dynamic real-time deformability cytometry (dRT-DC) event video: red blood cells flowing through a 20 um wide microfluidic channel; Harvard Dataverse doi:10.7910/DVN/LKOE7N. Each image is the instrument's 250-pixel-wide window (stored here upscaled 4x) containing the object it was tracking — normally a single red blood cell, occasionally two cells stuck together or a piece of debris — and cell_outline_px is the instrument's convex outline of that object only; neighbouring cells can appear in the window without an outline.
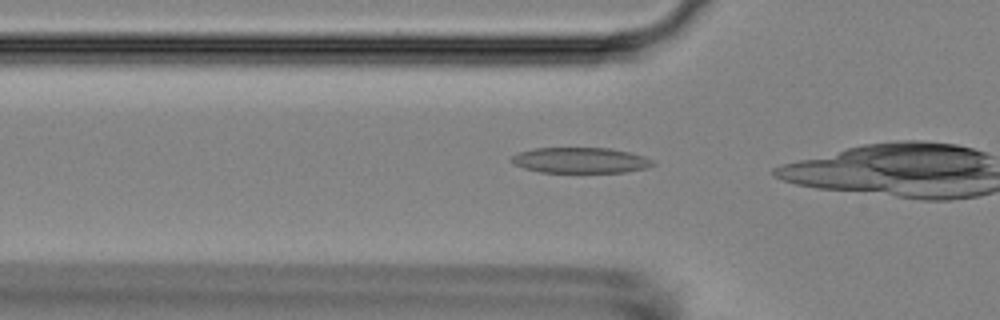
{"species": "Egyptian fruit bat (a non-hibernating species)", "species_latin": "Rousettus aegyptiacus", "temperature_condition": "room temperature", "stored_images_in_passage": 4, "camera_frame_rate_fps": 3000, "um_per_image_px": 0.085, "animal": {"sex": "female"}, "frame": {"image": 1, "passage_image": 3, "time_ms": 0.667, "image_size_px": [1000, 320], "cell_outline_px": [[656, 164], [648, 168], [624, 172], [540, 172], [524, 168], [512, 164], [508, 160], [512, 156], [520, 152], [536, 148], [612, 148], [644, 156], [652, 160]], "centroid_in_image_um": [49.33, 13.63], "position_along_channel_um": 76.5, "area_um2": 21.15}}